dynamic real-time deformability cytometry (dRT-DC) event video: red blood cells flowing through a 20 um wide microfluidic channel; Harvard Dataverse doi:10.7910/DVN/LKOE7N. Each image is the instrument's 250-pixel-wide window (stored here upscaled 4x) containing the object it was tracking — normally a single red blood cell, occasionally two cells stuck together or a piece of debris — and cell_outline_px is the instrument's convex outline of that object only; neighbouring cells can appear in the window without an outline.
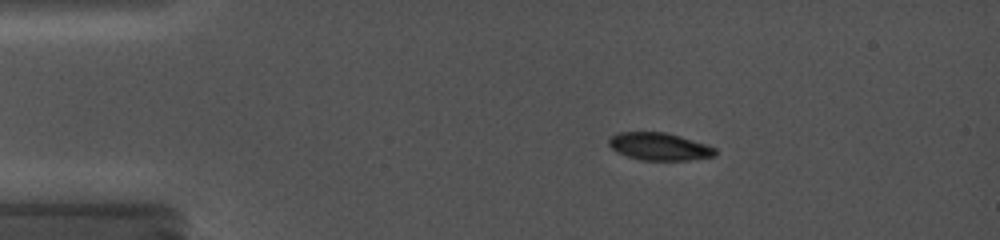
{"species": "common noctule bat (a hibernating species)", "species_latin": "Nyctalus noctula", "temperature_condition": "cold", "stored_images_in_passage": 11, "camera_frame_rate_fps": 5000, "um_per_image_px": 0.085, "animal": {"sex": "female", "body_mass_g": 19.0, "forearm_length_mm": 56.7}, "frame": {"image": 1, "passage_image": 7, "time_ms": 2.6, "image_size_px": [1000, 240], "cell_outline_px": [[716, 156], [688, 160], [640, 160], [616, 152], [608, 144], [608, 140], [612, 136], [620, 132], [664, 132], [680, 136], [708, 144], [716, 148]], "centroid_in_image_um": [56.06, 12.46], "position_along_channel_um": 28.9, "area_um2": 17.11}}